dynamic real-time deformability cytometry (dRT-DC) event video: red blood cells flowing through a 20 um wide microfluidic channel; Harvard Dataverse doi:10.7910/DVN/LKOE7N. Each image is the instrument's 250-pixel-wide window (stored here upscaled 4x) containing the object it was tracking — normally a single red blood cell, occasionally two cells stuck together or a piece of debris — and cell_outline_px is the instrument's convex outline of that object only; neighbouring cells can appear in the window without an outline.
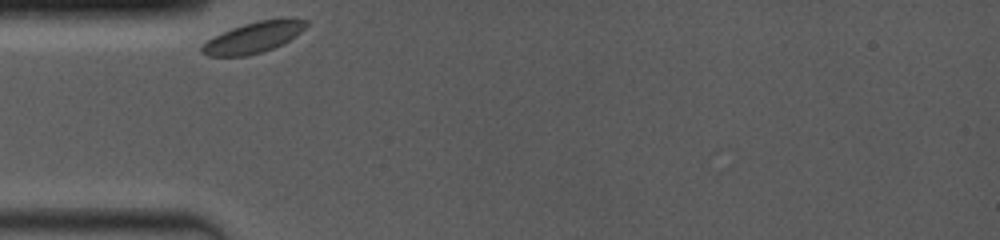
{"species": "common noctule bat (a hibernating species)", "species_latin": "Nyctalus noctula", "temperature_condition": "room temperature", "stored_images_in_passage": 29, "camera_frame_rate_fps": 4000, "um_per_image_px": 0.085, "animal": {"sex": "female", "body_mass_g": 19.0, "forearm_length_mm": 53.3}, "frame": {"image": 1, "passage_image": 1, "time_ms": 0.0, "image_size_px": [1000, 240], "cell_outline_px": [[308, 24], [296, 36], [272, 48], [248, 56], [208, 56], [200, 52], [200, 48], [208, 40], [232, 28], [256, 20], [284, 16], [308, 20]], "centroid_in_image_um": [21.59, 3.14], "position_along_channel_um": 63.4, "area_um2": 18.84}}
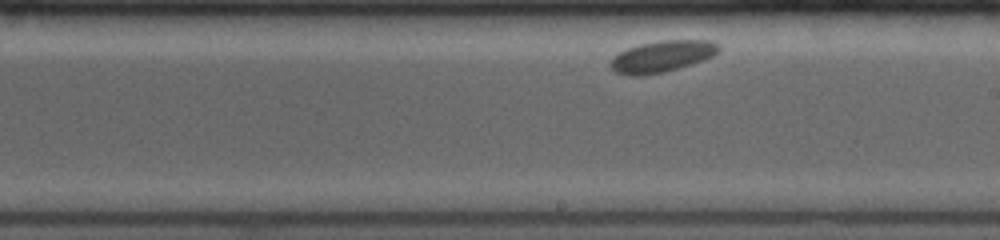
{"frame": {"image": 2, "passage_image": 17, "time_ms": 5.0, "image_size_px": [1000, 240], "cell_outline_px": [[720, 52], [712, 56], [692, 64], [664, 72], [644, 76], [632, 76], [616, 72], [608, 64], [608, 60], [612, 56], [628, 48], [640, 44], [660, 40], [708, 40], [720, 44]], "centroid_in_image_um": [56.25, 4.79], "position_along_channel_um": 232.7, "area_um2": 20.06}}
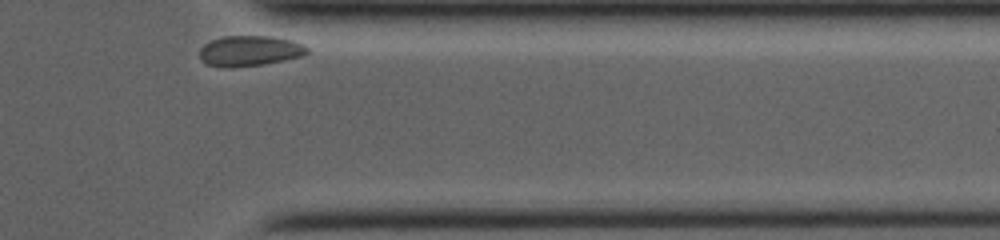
{"frame": {"image": 3, "passage_image": 29, "time_ms": 9.5, "image_size_px": [1000, 240], "cell_outline_px": [[308, 52], [304, 56], [260, 64], [208, 64], [200, 56], [200, 48], [204, 44], [212, 40], [224, 36], [272, 36], [292, 40], [304, 44], [308, 48]], "centroid_in_image_um": [21.32, 4.25], "position_along_channel_um": 390.1, "area_um2": 18.15}}